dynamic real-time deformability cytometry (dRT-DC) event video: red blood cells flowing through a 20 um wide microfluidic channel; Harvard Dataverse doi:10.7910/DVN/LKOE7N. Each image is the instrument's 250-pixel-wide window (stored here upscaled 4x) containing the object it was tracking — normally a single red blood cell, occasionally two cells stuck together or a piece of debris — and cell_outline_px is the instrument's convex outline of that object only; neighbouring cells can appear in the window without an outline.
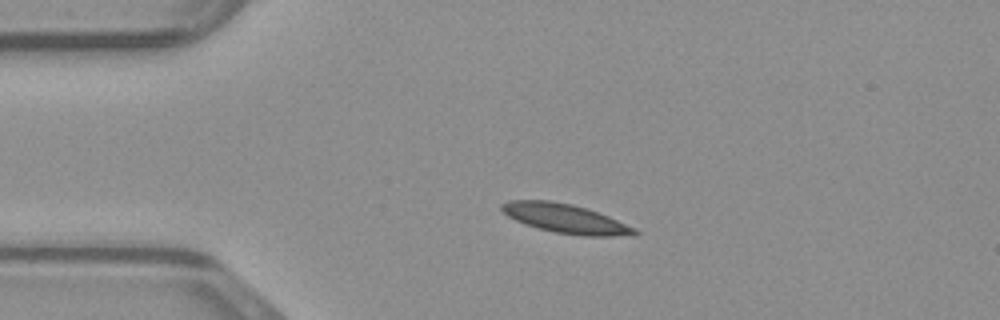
{"species": "common noctule bat (a hibernating species)", "species_latin": "Nyctalus noctula", "temperature_condition": "warm", "stored_images_in_passage": 39, "camera_frame_rate_fps": 3000, "um_per_image_px": 0.085, "animal": {"sex": "male", "body_mass_g": 23.1, "forearm_length_mm": 52.7}, "frame": {"image": 1, "passage_image": 1, "time_ms": 0.0, "image_size_px": [1000, 320], "cell_outline_px": [[640, 232], [636, 236], [584, 236], [556, 232], [524, 224], [508, 216], [500, 208], [500, 204], [508, 200], [552, 200], [572, 204], [588, 208], [608, 216], [636, 228]], "centroid_in_image_um": [48.1, 18.57], "position_along_channel_um": 36.9, "area_um2": 22.72}}
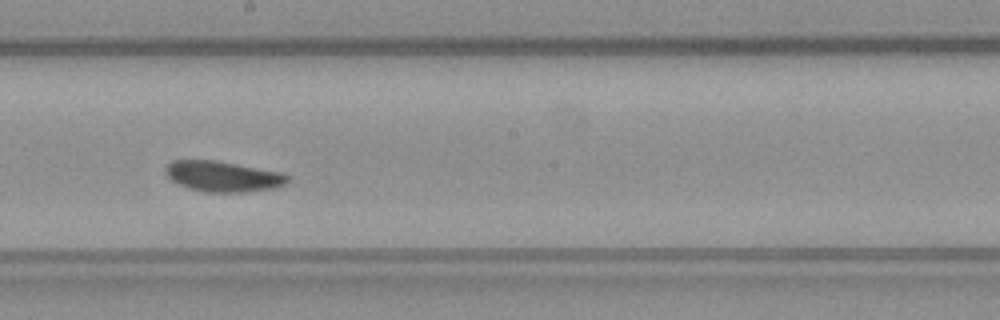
{"frame": {"image": 2, "passage_image": 17, "time_ms": 5.333, "image_size_px": [1000, 320], "cell_outline_px": [[288, 180], [284, 184], [276, 188], [244, 192], [204, 192], [188, 188], [172, 180], [164, 172], [164, 168], [172, 160], [216, 160], [280, 172], [288, 176]], "centroid_in_image_um": [18.92, 14.99], "position_along_channel_um": 229.3, "area_um2": 21.68}}
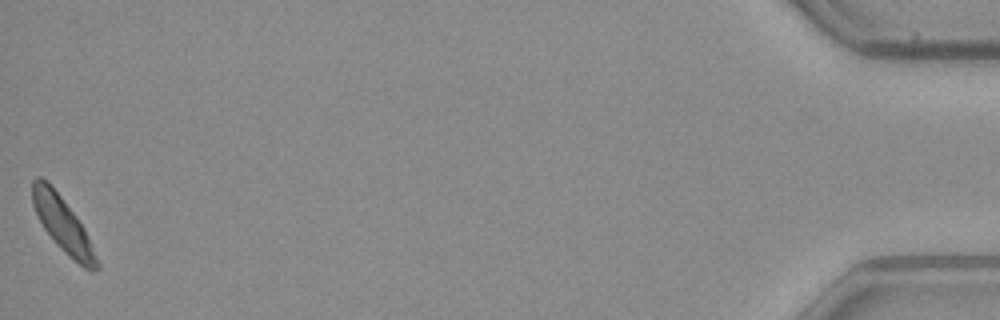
{"frame": {"image": 3, "passage_image": 39, "time_ms": 12.667, "image_size_px": [1000, 320], "cell_outline_px": [[100, 268], [92, 272], [84, 268], [68, 256], [56, 244], [44, 228], [32, 204], [32, 180], [36, 176], [40, 176], [48, 180], [76, 216], [84, 228], [100, 264]], "centroid_in_image_um": [5.34, 19.08], "position_along_channel_um": 429.9, "area_um2": 20.52}}